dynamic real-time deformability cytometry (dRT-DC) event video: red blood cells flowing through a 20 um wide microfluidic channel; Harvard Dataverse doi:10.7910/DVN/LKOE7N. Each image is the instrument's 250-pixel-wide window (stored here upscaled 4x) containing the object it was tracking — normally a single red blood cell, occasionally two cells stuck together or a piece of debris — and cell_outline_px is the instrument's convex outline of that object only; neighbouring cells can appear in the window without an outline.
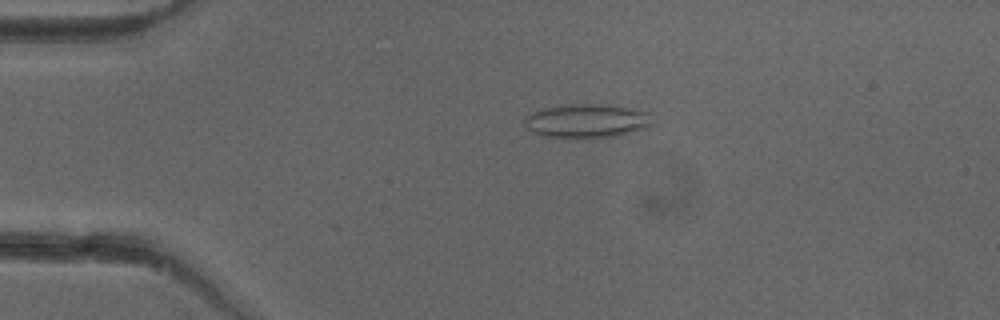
{"species": "common noctule bat (a hibernating species)", "species_latin": "Nyctalus noctula", "temperature_condition": "cold", "stored_images_in_passage": 37, "camera_frame_rate_fps": 3000, "um_per_image_px": 0.085, "animal": {"sex": "female"}, "frame": {"image": 1, "passage_image": 2, "time_ms": 0.333, "image_size_px": [1000, 320], "cell_outline_px": [[648, 124], [644, 128], [632, 132], [616, 136], [576, 140], [568, 140], [540, 136], [532, 132], [524, 124], [524, 116], [540, 108], [568, 104], [600, 104], [648, 112]], "centroid_in_image_um": [49.71, 10.32], "position_along_channel_um": 35.3, "area_um2": 25.55}}
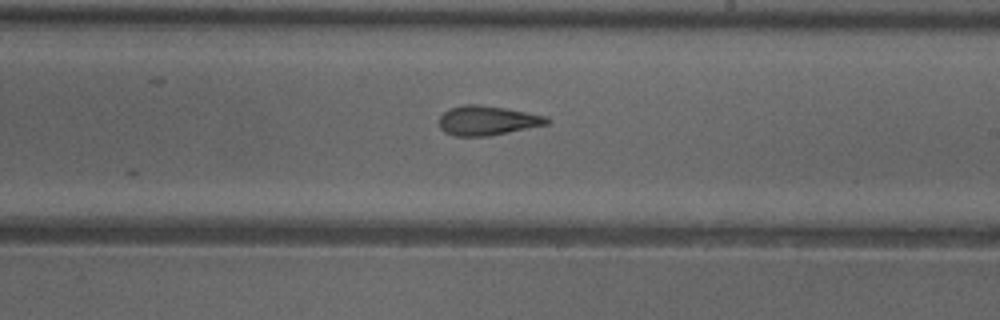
{"frame": {"image": 2, "passage_image": 21, "time_ms": 6.667, "image_size_px": [1000, 320], "cell_outline_px": [[552, 120], [548, 124], [488, 136], [456, 136], [444, 132], [440, 128], [440, 116], [448, 108], [464, 104], [480, 104], [504, 108], [544, 116]], "centroid_in_image_um": [41.38, 10.24], "position_along_channel_um": 247.6, "area_um2": 18.38}}
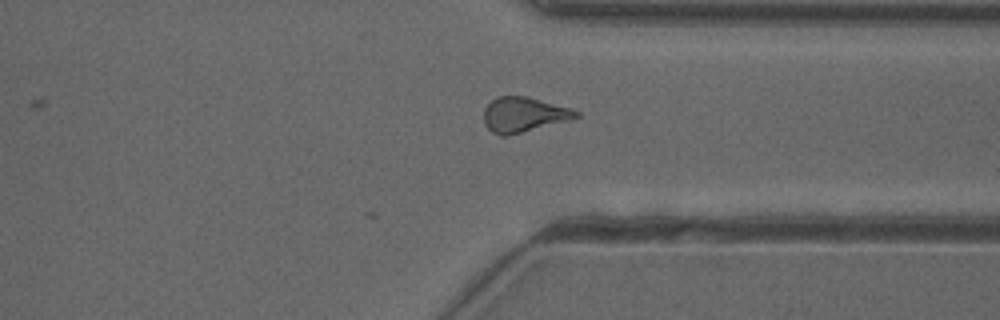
{"frame": {"image": 3, "passage_image": 30, "time_ms": 9.667, "image_size_px": [1000, 320], "cell_outline_px": [[580, 116], [568, 120], [508, 136], [500, 136], [492, 132], [484, 124], [484, 108], [496, 96], [524, 96], [572, 108], [580, 112]], "centroid_in_image_um": [44.5, 9.75], "position_along_channel_um": 366.9, "area_um2": 18.73}, "authors_computed_cell_mechanics": {"area_um2": 18.3226, "velocity_mm_per_s": 3.9833, "shape_relaxation_time_tau1_ms": 7.4132, "shape_relaxation_time_tau2_ms": 2.3006, "deformation_change_tau1": 0.1912, "deformation_change_tau2": 0.1133}}